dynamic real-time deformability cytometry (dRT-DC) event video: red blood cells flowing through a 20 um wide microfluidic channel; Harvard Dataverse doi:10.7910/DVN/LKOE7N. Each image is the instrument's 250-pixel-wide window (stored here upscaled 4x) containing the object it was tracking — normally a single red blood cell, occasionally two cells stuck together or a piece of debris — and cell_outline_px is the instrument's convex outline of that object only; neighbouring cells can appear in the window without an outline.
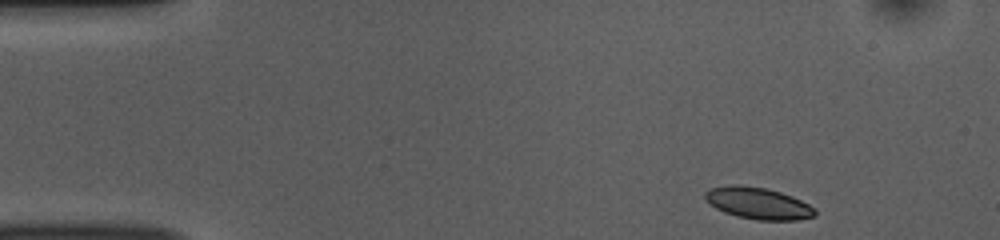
{"species": "common noctule bat (a hibernating species)", "species_latin": "Nyctalus noctula", "temperature_condition": "room temperature", "stored_images_in_passage": 48, "camera_frame_rate_fps": 3000, "um_per_image_px": 0.085, "animal": {"sex": "female", "body_mass_g": 10.0, "forearm_length_mm": 53.1}, "frame": {"image": 1, "passage_image": 1, "time_ms": 0.0, "image_size_px": [1000, 240], "cell_outline_px": [[816, 216], [796, 220], [756, 220], [736, 216], [724, 212], [716, 208], [704, 200], [704, 192], [712, 188], [728, 184], [740, 184], [768, 188], [792, 196], [808, 204], [816, 212]], "centroid_in_image_um": [64.39, 17.26], "position_along_channel_um": 20.6, "area_um2": 20.46}}
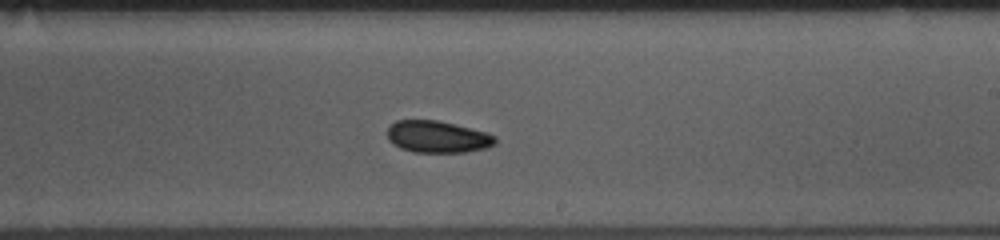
{"frame": {"image": 2, "passage_image": 26, "time_ms": 8.333, "image_size_px": [1000, 240], "cell_outline_px": [[496, 144], [488, 148], [464, 152], [412, 152], [400, 148], [388, 140], [388, 124], [396, 120], [436, 120], [484, 132], [496, 136]], "centroid_in_image_um": [37.16, 11.63], "position_along_channel_um": 251.8, "area_um2": 20.0}}
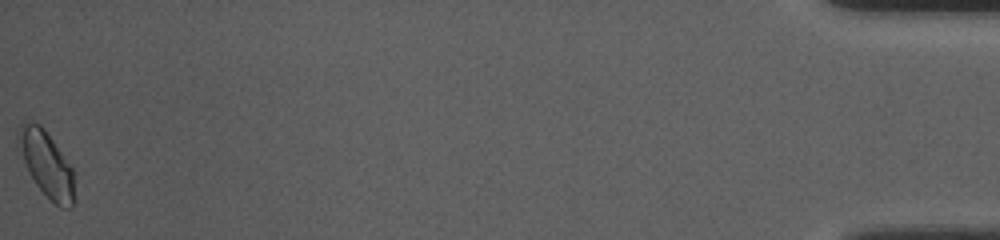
{"frame": {"image": 3, "passage_image": 48, "time_ms": 15.667, "image_size_px": [1000, 240], "cell_outline_px": [[76, 200], [72, 208], [60, 208], [36, 184], [28, 172], [16, 136], [16, 132], [20, 124], [24, 120], [40, 124], [44, 128], [72, 168]], "centroid_in_image_um": [3.96, 13.95], "position_along_channel_um": 431.2, "area_um2": 21.33}, "authors_computed_cell_mechanics": {"area_um2": 20.1144, "velocity_mm_per_s": 3.7544, "shape_relaxation_time_tau1_ms": 2.5788, "shape_relaxation_time_tau2_ms": 9.5219, "deformation_change_tau1": 0.0666, "deformation_change_tau2": 0.0869}}